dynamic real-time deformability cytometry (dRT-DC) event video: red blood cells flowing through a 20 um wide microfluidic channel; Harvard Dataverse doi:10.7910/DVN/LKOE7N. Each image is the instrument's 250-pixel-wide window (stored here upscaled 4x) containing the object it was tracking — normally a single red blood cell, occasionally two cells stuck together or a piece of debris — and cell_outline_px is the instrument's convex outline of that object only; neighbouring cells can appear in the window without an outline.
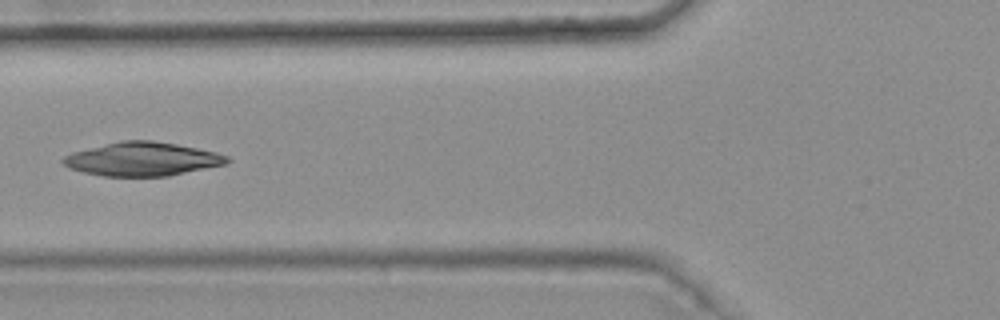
{"species": "common noctule bat (a hibernating species)", "species_latin": "Nyctalus noctula", "temperature_condition": "warm", "stored_images_in_passage": 7, "camera_frame_rate_fps": 3000, "um_per_image_px": 0.085, "animal": {"sex": "female", "body_mass_g": 25.1}, "frame": {"image": 1, "passage_image": 6, "time_ms": 1.667, "image_size_px": [1000, 320], "cell_outline_px": [[232, 160], [228, 164], [168, 176], [104, 176], [84, 172], [68, 168], [60, 160], [64, 156], [72, 152], [120, 140], [152, 140], [176, 144], [216, 152], [228, 156]], "centroid_in_image_um": [12.11, 13.52], "position_along_channel_um": 113.7, "area_um2": 32.25}}
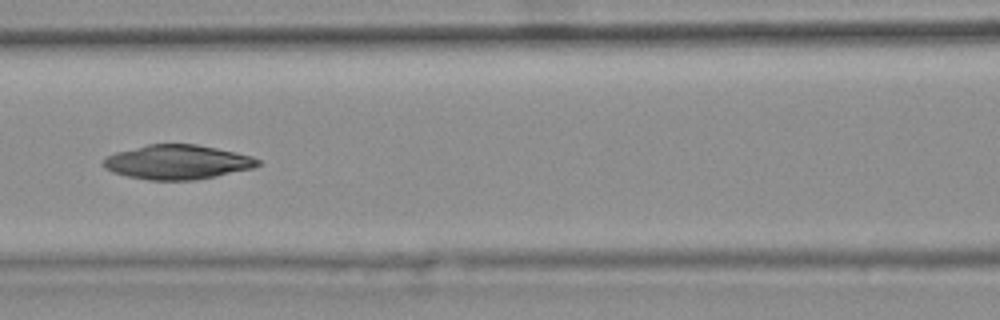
{"frame": {"image": 2, "passage_image": 7, "time_ms": 2.0, "image_size_px": [1000, 320], "cell_outline_px": [[260, 164], [256, 168], [196, 180], [148, 180], [128, 176], [112, 172], [104, 168], [100, 164], [108, 156], [116, 152], [148, 144], [196, 144], [236, 152], [252, 156], [260, 160]], "centroid_in_image_um": [15.1, 13.78], "position_along_channel_um": 151.5, "area_um2": 31.1}}